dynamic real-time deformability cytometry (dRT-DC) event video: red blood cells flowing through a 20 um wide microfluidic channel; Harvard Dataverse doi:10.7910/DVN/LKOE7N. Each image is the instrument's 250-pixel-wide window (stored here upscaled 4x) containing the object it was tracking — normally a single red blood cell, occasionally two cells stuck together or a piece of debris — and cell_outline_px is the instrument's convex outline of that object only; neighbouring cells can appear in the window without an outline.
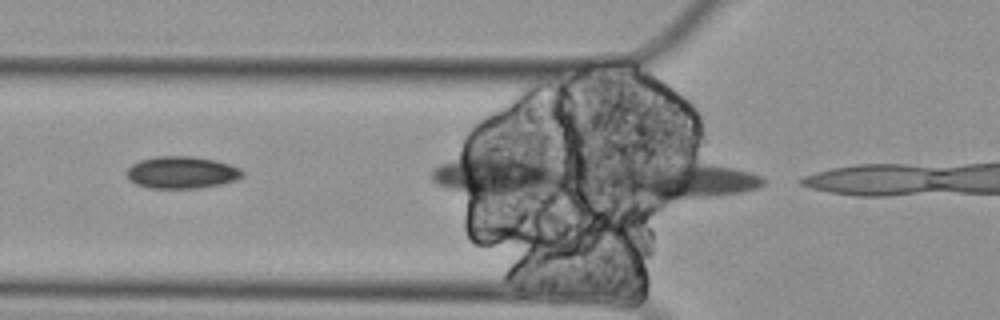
{"species": "Egyptian fruit bat (a non-hibernating species)", "species_latin": "Rousettus aegyptiacus", "temperature_condition": "cold", "stored_images_in_passage": 3, "segment_of_instrument_passage": [2, 2], "camera_frame_rate_fps": 3000, "um_per_image_px": 0.085, "animal": {"sex": "female"}, "frame": {"image": 1, "passage_image": 3, "time_ms": 0.667, "image_size_px": [1000, 320], "cell_outline_px": [[764, 184], [756, 188], [740, 192], [660, 204], [608, 184], [608, 180], [620, 168], [680, 164], [712, 164], [732, 168], [748, 172], [760, 176], [764, 180]], "centroid_in_image_um": [58.09, 15.44], "position_along_channel_um": 67.7, "area_um2": 31.21}}